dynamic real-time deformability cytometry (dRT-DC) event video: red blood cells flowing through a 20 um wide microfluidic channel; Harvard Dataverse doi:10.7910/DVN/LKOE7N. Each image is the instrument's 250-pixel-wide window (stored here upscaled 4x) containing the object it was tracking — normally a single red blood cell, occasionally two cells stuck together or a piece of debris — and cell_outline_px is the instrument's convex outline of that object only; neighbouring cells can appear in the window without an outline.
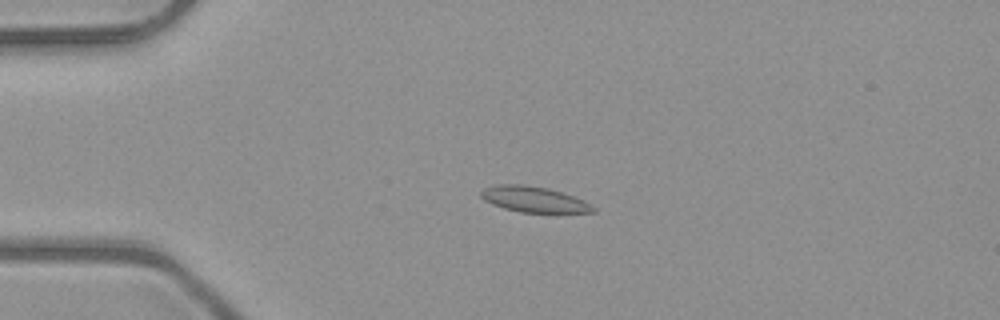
{"species": "common noctule bat (a hibernating species)", "species_latin": "Nyctalus noctula", "temperature_condition": "room temperature", "stored_images_in_passage": 52, "camera_frame_rate_fps": 3000, "um_per_image_px": 0.085, "animal": {"sex": "male", "body_mass_g": 23.1, "forearm_length_mm": 52.7}, "frame": {"image": 1, "passage_image": 13, "time_ms": 4.0, "image_size_px": [1000, 320], "cell_outline_px": [[596, 212], [556, 216], [552, 216], [520, 212], [504, 208], [492, 204], [484, 200], [480, 196], [480, 192], [484, 188], [496, 184], [524, 184], [548, 188], [572, 196], [596, 208]], "centroid_in_image_um": [45.43, 17.01], "position_along_channel_um": 39.6, "area_um2": 17.69}}
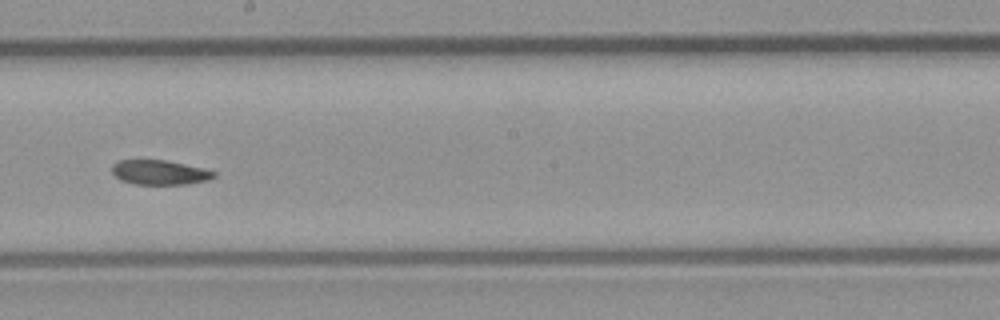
{"frame": {"image": 2, "passage_image": 30, "time_ms": 9.667, "image_size_px": [1000, 320], "cell_outline_px": [[216, 176], [208, 180], [188, 184], [132, 184], [120, 180], [112, 172], [112, 164], [120, 160], [164, 160], [204, 168], [216, 172]], "centroid_in_image_um": [13.57, 14.66], "position_along_channel_um": 234.6, "area_um2": 14.62}}
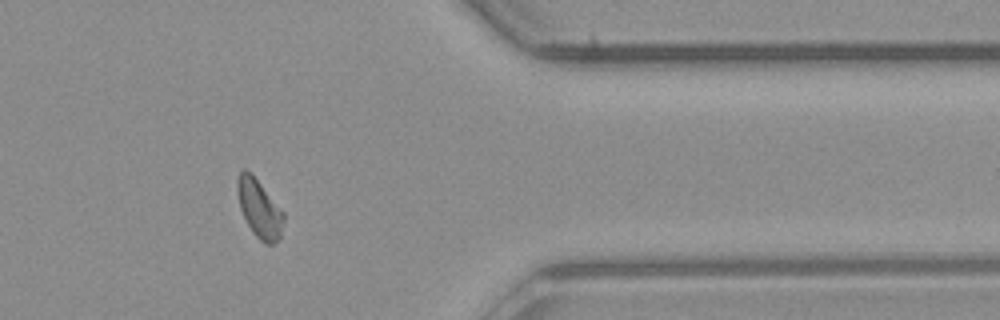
{"frame": {"image": 3, "passage_image": 43, "time_ms": 14.0, "image_size_px": [1000, 320], "cell_outline_px": [[284, 220], [280, 236], [272, 244], [264, 244], [252, 232], [240, 208], [236, 188], [236, 180], [240, 172], [244, 168], [260, 184], [284, 212]], "centroid_in_image_um": [22.03, 17.75], "position_along_channel_um": 389.4, "area_um2": 15.32}, "authors_computed_cell_mechanics": {"area_um2": 15.9528, "velocity_mm_per_s": 4.015, "shape_relaxation_time_tau1_ms": null, "shape_relaxation_time_tau2_ms": 4.3079, "deformation_change_tau1": null, "deformation_change_tau2": 0.0884}}